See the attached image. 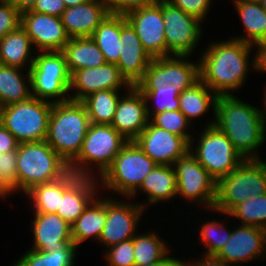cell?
I'll use <instances>...</instances> for the list:
<instances>
[{"label":"cell","instance_id":"cell-51","mask_svg":"<svg viewBox=\"0 0 266 266\" xmlns=\"http://www.w3.org/2000/svg\"><path fill=\"white\" fill-rule=\"evenodd\" d=\"M37 0H15L12 4L20 14L31 11Z\"/></svg>","mask_w":266,"mask_h":266},{"label":"cell","instance_id":"cell-3","mask_svg":"<svg viewBox=\"0 0 266 266\" xmlns=\"http://www.w3.org/2000/svg\"><path fill=\"white\" fill-rule=\"evenodd\" d=\"M213 116L214 125L245 159H261L258 151L266 140L261 108L241 101L234 93L218 95Z\"/></svg>","mask_w":266,"mask_h":266},{"label":"cell","instance_id":"cell-39","mask_svg":"<svg viewBox=\"0 0 266 266\" xmlns=\"http://www.w3.org/2000/svg\"><path fill=\"white\" fill-rule=\"evenodd\" d=\"M149 122L156 127L183 137L188 143L193 138V135L190 134L188 130L192 123L180 110L164 111L155 114L149 119Z\"/></svg>","mask_w":266,"mask_h":266},{"label":"cell","instance_id":"cell-25","mask_svg":"<svg viewBox=\"0 0 266 266\" xmlns=\"http://www.w3.org/2000/svg\"><path fill=\"white\" fill-rule=\"evenodd\" d=\"M146 194L147 201L139 203L145 210L148 205L167 202L177 197V179L173 166L157 165L143 180L139 189L130 197L133 200L138 192Z\"/></svg>","mask_w":266,"mask_h":266},{"label":"cell","instance_id":"cell-40","mask_svg":"<svg viewBox=\"0 0 266 266\" xmlns=\"http://www.w3.org/2000/svg\"><path fill=\"white\" fill-rule=\"evenodd\" d=\"M18 192L17 151H9L0 156V198Z\"/></svg>","mask_w":266,"mask_h":266},{"label":"cell","instance_id":"cell-11","mask_svg":"<svg viewBox=\"0 0 266 266\" xmlns=\"http://www.w3.org/2000/svg\"><path fill=\"white\" fill-rule=\"evenodd\" d=\"M173 168L177 179V196L213 210L217 182L198 160L188 151L175 161Z\"/></svg>","mask_w":266,"mask_h":266},{"label":"cell","instance_id":"cell-27","mask_svg":"<svg viewBox=\"0 0 266 266\" xmlns=\"http://www.w3.org/2000/svg\"><path fill=\"white\" fill-rule=\"evenodd\" d=\"M70 75L77 70L99 67L106 63L102 51L91 37L70 38L61 51Z\"/></svg>","mask_w":266,"mask_h":266},{"label":"cell","instance_id":"cell-35","mask_svg":"<svg viewBox=\"0 0 266 266\" xmlns=\"http://www.w3.org/2000/svg\"><path fill=\"white\" fill-rule=\"evenodd\" d=\"M166 244L155 231L136 234L134 237L135 264L149 265L162 261L170 253Z\"/></svg>","mask_w":266,"mask_h":266},{"label":"cell","instance_id":"cell-2","mask_svg":"<svg viewBox=\"0 0 266 266\" xmlns=\"http://www.w3.org/2000/svg\"><path fill=\"white\" fill-rule=\"evenodd\" d=\"M252 48L233 38L211 42L199 58L200 80L217 96L231 95L241 89L249 69L254 68V61H249Z\"/></svg>","mask_w":266,"mask_h":266},{"label":"cell","instance_id":"cell-38","mask_svg":"<svg viewBox=\"0 0 266 266\" xmlns=\"http://www.w3.org/2000/svg\"><path fill=\"white\" fill-rule=\"evenodd\" d=\"M224 221H208L203 222L200 227V240L205 247L206 255H216L220 249L226 244L231 237L232 230L228 229L223 223Z\"/></svg>","mask_w":266,"mask_h":266},{"label":"cell","instance_id":"cell-28","mask_svg":"<svg viewBox=\"0 0 266 266\" xmlns=\"http://www.w3.org/2000/svg\"><path fill=\"white\" fill-rule=\"evenodd\" d=\"M233 1L245 30V35L235 36L233 39L241 40L252 46L266 41V10L261 3L247 0Z\"/></svg>","mask_w":266,"mask_h":266},{"label":"cell","instance_id":"cell-9","mask_svg":"<svg viewBox=\"0 0 266 266\" xmlns=\"http://www.w3.org/2000/svg\"><path fill=\"white\" fill-rule=\"evenodd\" d=\"M156 166L134 141H128L105 171V189L128 199Z\"/></svg>","mask_w":266,"mask_h":266},{"label":"cell","instance_id":"cell-44","mask_svg":"<svg viewBox=\"0 0 266 266\" xmlns=\"http://www.w3.org/2000/svg\"><path fill=\"white\" fill-rule=\"evenodd\" d=\"M21 23V14L12 4L0 3V39Z\"/></svg>","mask_w":266,"mask_h":266},{"label":"cell","instance_id":"cell-30","mask_svg":"<svg viewBox=\"0 0 266 266\" xmlns=\"http://www.w3.org/2000/svg\"><path fill=\"white\" fill-rule=\"evenodd\" d=\"M23 71L24 69L0 64V108L32 95L30 71L25 70L26 74Z\"/></svg>","mask_w":266,"mask_h":266},{"label":"cell","instance_id":"cell-5","mask_svg":"<svg viewBox=\"0 0 266 266\" xmlns=\"http://www.w3.org/2000/svg\"><path fill=\"white\" fill-rule=\"evenodd\" d=\"M265 193L266 161L245 159L235 170L217 181L212 211L228 214L236 205Z\"/></svg>","mask_w":266,"mask_h":266},{"label":"cell","instance_id":"cell-20","mask_svg":"<svg viewBox=\"0 0 266 266\" xmlns=\"http://www.w3.org/2000/svg\"><path fill=\"white\" fill-rule=\"evenodd\" d=\"M130 87L115 64L105 63L99 67L74 71L70 75L69 92L72 93L71 100L82 101L100 90H128Z\"/></svg>","mask_w":266,"mask_h":266},{"label":"cell","instance_id":"cell-33","mask_svg":"<svg viewBox=\"0 0 266 266\" xmlns=\"http://www.w3.org/2000/svg\"><path fill=\"white\" fill-rule=\"evenodd\" d=\"M76 252L78 247L74 243L50 252L29 249L12 266H75Z\"/></svg>","mask_w":266,"mask_h":266},{"label":"cell","instance_id":"cell-19","mask_svg":"<svg viewBox=\"0 0 266 266\" xmlns=\"http://www.w3.org/2000/svg\"><path fill=\"white\" fill-rule=\"evenodd\" d=\"M20 25L35 45V52L62 51L70 40L61 17L27 11L21 14Z\"/></svg>","mask_w":266,"mask_h":266},{"label":"cell","instance_id":"cell-15","mask_svg":"<svg viewBox=\"0 0 266 266\" xmlns=\"http://www.w3.org/2000/svg\"><path fill=\"white\" fill-rule=\"evenodd\" d=\"M95 169H98L97 172L76 158H62L53 173L51 183L86 197L91 202L102 201L105 197L100 198L96 193L99 194L102 187L105 189V172L100 168Z\"/></svg>","mask_w":266,"mask_h":266},{"label":"cell","instance_id":"cell-22","mask_svg":"<svg viewBox=\"0 0 266 266\" xmlns=\"http://www.w3.org/2000/svg\"><path fill=\"white\" fill-rule=\"evenodd\" d=\"M120 96L111 123L125 139L134 141L149 122L146 102L142 93L131 86Z\"/></svg>","mask_w":266,"mask_h":266},{"label":"cell","instance_id":"cell-47","mask_svg":"<svg viewBox=\"0 0 266 266\" xmlns=\"http://www.w3.org/2000/svg\"><path fill=\"white\" fill-rule=\"evenodd\" d=\"M19 142L17 139L0 123V152L17 151Z\"/></svg>","mask_w":266,"mask_h":266},{"label":"cell","instance_id":"cell-6","mask_svg":"<svg viewBox=\"0 0 266 266\" xmlns=\"http://www.w3.org/2000/svg\"><path fill=\"white\" fill-rule=\"evenodd\" d=\"M207 122L197 141L195 138L190 140L189 152L217 182L235 170L245 158L234 148L227 136L214 125L213 119ZM194 141L197 142L195 147H193Z\"/></svg>","mask_w":266,"mask_h":266},{"label":"cell","instance_id":"cell-34","mask_svg":"<svg viewBox=\"0 0 266 266\" xmlns=\"http://www.w3.org/2000/svg\"><path fill=\"white\" fill-rule=\"evenodd\" d=\"M119 91L100 90L81 101L86 107L90 123L111 125L118 101L122 95Z\"/></svg>","mask_w":266,"mask_h":266},{"label":"cell","instance_id":"cell-10","mask_svg":"<svg viewBox=\"0 0 266 266\" xmlns=\"http://www.w3.org/2000/svg\"><path fill=\"white\" fill-rule=\"evenodd\" d=\"M62 158L46 140L20 143L17 149L18 192L50 183Z\"/></svg>","mask_w":266,"mask_h":266},{"label":"cell","instance_id":"cell-4","mask_svg":"<svg viewBox=\"0 0 266 266\" xmlns=\"http://www.w3.org/2000/svg\"><path fill=\"white\" fill-rule=\"evenodd\" d=\"M90 124L86 107L81 101L53 103L46 142L61 158H76Z\"/></svg>","mask_w":266,"mask_h":266},{"label":"cell","instance_id":"cell-26","mask_svg":"<svg viewBox=\"0 0 266 266\" xmlns=\"http://www.w3.org/2000/svg\"><path fill=\"white\" fill-rule=\"evenodd\" d=\"M32 47L30 37L19 25L0 39V64L30 70L35 57Z\"/></svg>","mask_w":266,"mask_h":266},{"label":"cell","instance_id":"cell-45","mask_svg":"<svg viewBox=\"0 0 266 266\" xmlns=\"http://www.w3.org/2000/svg\"><path fill=\"white\" fill-rule=\"evenodd\" d=\"M160 0H104L109 14L125 15L144 6L158 3Z\"/></svg>","mask_w":266,"mask_h":266},{"label":"cell","instance_id":"cell-12","mask_svg":"<svg viewBox=\"0 0 266 266\" xmlns=\"http://www.w3.org/2000/svg\"><path fill=\"white\" fill-rule=\"evenodd\" d=\"M162 16L165 26L166 57L192 55L203 35L202 22L167 0H162Z\"/></svg>","mask_w":266,"mask_h":266},{"label":"cell","instance_id":"cell-50","mask_svg":"<svg viewBox=\"0 0 266 266\" xmlns=\"http://www.w3.org/2000/svg\"><path fill=\"white\" fill-rule=\"evenodd\" d=\"M134 266H183V261L181 259L171 257L168 254L162 261H157L149 265L135 264Z\"/></svg>","mask_w":266,"mask_h":266},{"label":"cell","instance_id":"cell-48","mask_svg":"<svg viewBox=\"0 0 266 266\" xmlns=\"http://www.w3.org/2000/svg\"><path fill=\"white\" fill-rule=\"evenodd\" d=\"M202 255H203L202 258L197 260L195 259L190 260L191 258H189V262L183 261V266H231L228 265L223 259L217 257L216 255H206V254Z\"/></svg>","mask_w":266,"mask_h":266},{"label":"cell","instance_id":"cell-54","mask_svg":"<svg viewBox=\"0 0 266 266\" xmlns=\"http://www.w3.org/2000/svg\"><path fill=\"white\" fill-rule=\"evenodd\" d=\"M15 0H0V3L13 4Z\"/></svg>","mask_w":266,"mask_h":266},{"label":"cell","instance_id":"cell-49","mask_svg":"<svg viewBox=\"0 0 266 266\" xmlns=\"http://www.w3.org/2000/svg\"><path fill=\"white\" fill-rule=\"evenodd\" d=\"M253 47H255L256 54L253 55L254 59V70L257 72H266V41L259 42L255 44Z\"/></svg>","mask_w":266,"mask_h":266},{"label":"cell","instance_id":"cell-24","mask_svg":"<svg viewBox=\"0 0 266 266\" xmlns=\"http://www.w3.org/2000/svg\"><path fill=\"white\" fill-rule=\"evenodd\" d=\"M108 14L104 0H87L66 8L61 20L70 38L91 37Z\"/></svg>","mask_w":266,"mask_h":266},{"label":"cell","instance_id":"cell-1","mask_svg":"<svg viewBox=\"0 0 266 266\" xmlns=\"http://www.w3.org/2000/svg\"><path fill=\"white\" fill-rule=\"evenodd\" d=\"M187 57L153 58L143 78L135 85L144 96L149 119L164 111L179 110V95L200 79L199 60L191 62ZM149 101L154 104L152 107Z\"/></svg>","mask_w":266,"mask_h":266},{"label":"cell","instance_id":"cell-23","mask_svg":"<svg viewBox=\"0 0 266 266\" xmlns=\"http://www.w3.org/2000/svg\"><path fill=\"white\" fill-rule=\"evenodd\" d=\"M33 233L32 250L50 252L73 243L71 225L56 213H35L31 222Z\"/></svg>","mask_w":266,"mask_h":266},{"label":"cell","instance_id":"cell-16","mask_svg":"<svg viewBox=\"0 0 266 266\" xmlns=\"http://www.w3.org/2000/svg\"><path fill=\"white\" fill-rule=\"evenodd\" d=\"M124 16L152 58L166 57L162 0L156 4L132 10Z\"/></svg>","mask_w":266,"mask_h":266},{"label":"cell","instance_id":"cell-14","mask_svg":"<svg viewBox=\"0 0 266 266\" xmlns=\"http://www.w3.org/2000/svg\"><path fill=\"white\" fill-rule=\"evenodd\" d=\"M126 200L106 197V222L98 241L106 249L133 239L138 233L137 226L146 210L139 203L130 202V198Z\"/></svg>","mask_w":266,"mask_h":266},{"label":"cell","instance_id":"cell-21","mask_svg":"<svg viewBox=\"0 0 266 266\" xmlns=\"http://www.w3.org/2000/svg\"><path fill=\"white\" fill-rule=\"evenodd\" d=\"M120 56L116 64L121 75L131 85L135 86L144 76L153 58L144 49L137 33L120 15Z\"/></svg>","mask_w":266,"mask_h":266},{"label":"cell","instance_id":"cell-17","mask_svg":"<svg viewBox=\"0 0 266 266\" xmlns=\"http://www.w3.org/2000/svg\"><path fill=\"white\" fill-rule=\"evenodd\" d=\"M231 237L216 254L228 265L266 258V230L256 226L240 225L232 229ZM265 256V257H264ZM235 264V265H232Z\"/></svg>","mask_w":266,"mask_h":266},{"label":"cell","instance_id":"cell-8","mask_svg":"<svg viewBox=\"0 0 266 266\" xmlns=\"http://www.w3.org/2000/svg\"><path fill=\"white\" fill-rule=\"evenodd\" d=\"M36 53L29 70L31 94L51 103L71 100L70 73L64 54L61 51Z\"/></svg>","mask_w":266,"mask_h":266},{"label":"cell","instance_id":"cell-36","mask_svg":"<svg viewBox=\"0 0 266 266\" xmlns=\"http://www.w3.org/2000/svg\"><path fill=\"white\" fill-rule=\"evenodd\" d=\"M238 221L240 225L256 226L266 230V193L251 197L236 205L227 215Z\"/></svg>","mask_w":266,"mask_h":266},{"label":"cell","instance_id":"cell-31","mask_svg":"<svg viewBox=\"0 0 266 266\" xmlns=\"http://www.w3.org/2000/svg\"><path fill=\"white\" fill-rule=\"evenodd\" d=\"M216 100L217 95L199 79L179 95V110L194 123L192 120L205 116L209 108L215 113Z\"/></svg>","mask_w":266,"mask_h":266},{"label":"cell","instance_id":"cell-55","mask_svg":"<svg viewBox=\"0 0 266 266\" xmlns=\"http://www.w3.org/2000/svg\"><path fill=\"white\" fill-rule=\"evenodd\" d=\"M260 3L262 7L266 10V0H261Z\"/></svg>","mask_w":266,"mask_h":266},{"label":"cell","instance_id":"cell-7","mask_svg":"<svg viewBox=\"0 0 266 266\" xmlns=\"http://www.w3.org/2000/svg\"><path fill=\"white\" fill-rule=\"evenodd\" d=\"M53 103L34 95L0 108V123L19 143L46 140Z\"/></svg>","mask_w":266,"mask_h":266},{"label":"cell","instance_id":"cell-56","mask_svg":"<svg viewBox=\"0 0 266 266\" xmlns=\"http://www.w3.org/2000/svg\"><path fill=\"white\" fill-rule=\"evenodd\" d=\"M247 1H255V2H260L261 0H247Z\"/></svg>","mask_w":266,"mask_h":266},{"label":"cell","instance_id":"cell-53","mask_svg":"<svg viewBox=\"0 0 266 266\" xmlns=\"http://www.w3.org/2000/svg\"><path fill=\"white\" fill-rule=\"evenodd\" d=\"M264 99V108H266V87H265V90H264V97H263ZM264 108H262L261 109V111H262V113H263V118H264V121H265V125H266V109H264Z\"/></svg>","mask_w":266,"mask_h":266},{"label":"cell","instance_id":"cell-43","mask_svg":"<svg viewBox=\"0 0 266 266\" xmlns=\"http://www.w3.org/2000/svg\"><path fill=\"white\" fill-rule=\"evenodd\" d=\"M174 6L181 9L186 14H189L204 23L208 15L212 0H167Z\"/></svg>","mask_w":266,"mask_h":266},{"label":"cell","instance_id":"cell-52","mask_svg":"<svg viewBox=\"0 0 266 266\" xmlns=\"http://www.w3.org/2000/svg\"><path fill=\"white\" fill-rule=\"evenodd\" d=\"M65 2L66 8L77 6L79 4H82L86 2L87 0H63Z\"/></svg>","mask_w":266,"mask_h":266},{"label":"cell","instance_id":"cell-46","mask_svg":"<svg viewBox=\"0 0 266 266\" xmlns=\"http://www.w3.org/2000/svg\"><path fill=\"white\" fill-rule=\"evenodd\" d=\"M65 9L63 0H37L31 11L61 17Z\"/></svg>","mask_w":266,"mask_h":266},{"label":"cell","instance_id":"cell-42","mask_svg":"<svg viewBox=\"0 0 266 266\" xmlns=\"http://www.w3.org/2000/svg\"><path fill=\"white\" fill-rule=\"evenodd\" d=\"M107 266H134V238L106 249Z\"/></svg>","mask_w":266,"mask_h":266},{"label":"cell","instance_id":"cell-41","mask_svg":"<svg viewBox=\"0 0 266 266\" xmlns=\"http://www.w3.org/2000/svg\"><path fill=\"white\" fill-rule=\"evenodd\" d=\"M91 201L73 191L65 190L57 213L70 225L83 213Z\"/></svg>","mask_w":266,"mask_h":266},{"label":"cell","instance_id":"cell-32","mask_svg":"<svg viewBox=\"0 0 266 266\" xmlns=\"http://www.w3.org/2000/svg\"><path fill=\"white\" fill-rule=\"evenodd\" d=\"M106 63L117 64L120 56V15L108 14L91 35Z\"/></svg>","mask_w":266,"mask_h":266},{"label":"cell","instance_id":"cell-13","mask_svg":"<svg viewBox=\"0 0 266 266\" xmlns=\"http://www.w3.org/2000/svg\"><path fill=\"white\" fill-rule=\"evenodd\" d=\"M127 142L111 125L91 123L76 159L105 172Z\"/></svg>","mask_w":266,"mask_h":266},{"label":"cell","instance_id":"cell-37","mask_svg":"<svg viewBox=\"0 0 266 266\" xmlns=\"http://www.w3.org/2000/svg\"><path fill=\"white\" fill-rule=\"evenodd\" d=\"M64 191L50 182L33 186L25 195L32 201L35 213H57Z\"/></svg>","mask_w":266,"mask_h":266},{"label":"cell","instance_id":"cell-29","mask_svg":"<svg viewBox=\"0 0 266 266\" xmlns=\"http://www.w3.org/2000/svg\"><path fill=\"white\" fill-rule=\"evenodd\" d=\"M105 222L106 198L90 202L80 217L71 224L73 243L79 248V245L90 237L99 241Z\"/></svg>","mask_w":266,"mask_h":266},{"label":"cell","instance_id":"cell-18","mask_svg":"<svg viewBox=\"0 0 266 266\" xmlns=\"http://www.w3.org/2000/svg\"><path fill=\"white\" fill-rule=\"evenodd\" d=\"M134 142L157 165L173 166L177 159L189 151V143L183 137L156 127L150 122Z\"/></svg>","mask_w":266,"mask_h":266}]
</instances>
